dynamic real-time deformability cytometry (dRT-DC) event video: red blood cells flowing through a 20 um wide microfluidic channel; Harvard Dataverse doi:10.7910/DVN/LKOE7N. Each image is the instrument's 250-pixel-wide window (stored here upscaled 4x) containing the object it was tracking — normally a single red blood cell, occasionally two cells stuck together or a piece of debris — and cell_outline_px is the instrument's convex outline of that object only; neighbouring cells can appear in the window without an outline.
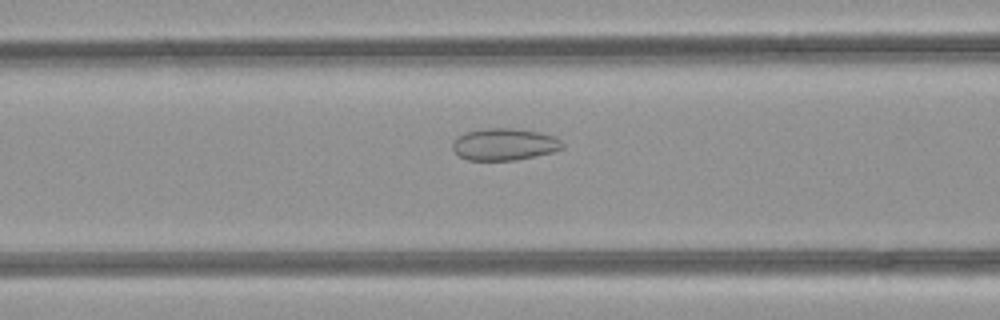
{"species": "common noctule bat (a hibernating species)", "species_latin": "Nyctalus noctula", "temperature_condition": "room temperature", "stored_images_in_passage": 45, "camera_frame_rate_fps": 3000, "um_per_image_px": 0.085, "animal": {"sex": "female", "body_mass_g": 21.9}, "frame": {"image": 1, "passage_image": 21, "time_ms": 6.667, "image_size_px": [1000, 320], "cell_outline_px": [[564, 148], [552, 152], [516, 160], [468, 160], [460, 156], [452, 148], [452, 144], [464, 132], [484, 128], [512, 128], [540, 132], [552, 136], [560, 140], [564, 144]], "centroid_in_image_um": [42.88, 12.26], "position_along_channel_um": 123.7, "area_um2": 20.35}}
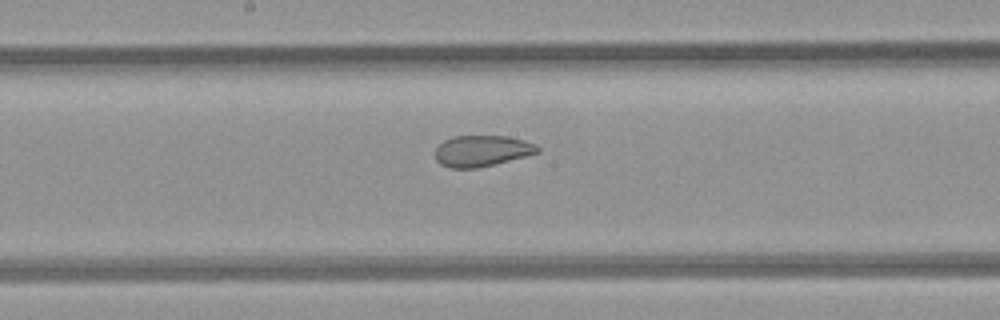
{"frame": {"image": 2, "passage_image": 27, "time_ms": 8.667, "image_size_px": [1000, 320], "cell_outline_px": [[540, 152], [496, 164], [476, 168], [448, 168], [440, 164], [436, 160], [436, 148], [444, 140], [452, 136], [508, 136], [524, 140], [536, 144], [540, 148]], "centroid_in_image_um": [40.97, 12.82], "position_along_channel_um": 207.2, "area_um2": 18.67}}
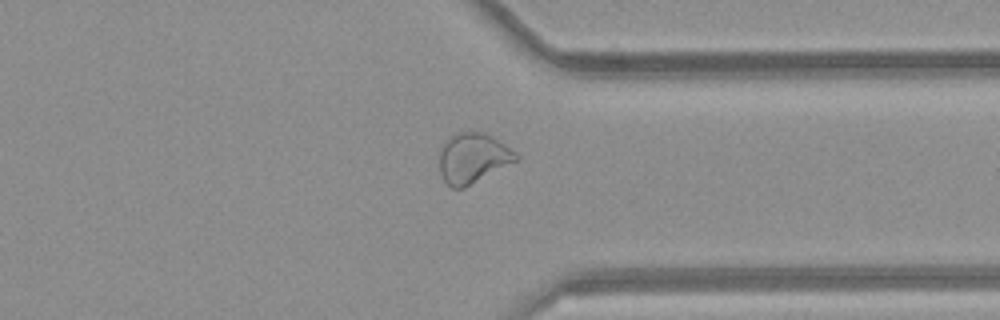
{"frame": {"image": 3, "passage_image": 39, "time_ms": 12.667, "image_size_px": [1000, 320], "cell_outline_px": [[520, 160], [464, 188], [452, 188], [444, 180], [440, 172], [440, 152], [444, 144], [456, 132], [484, 132], [492, 136], [516, 152], [520, 156]], "centroid_in_image_um": [40.24, 13.45], "position_along_channel_um": 371.2, "area_um2": 22.31}}